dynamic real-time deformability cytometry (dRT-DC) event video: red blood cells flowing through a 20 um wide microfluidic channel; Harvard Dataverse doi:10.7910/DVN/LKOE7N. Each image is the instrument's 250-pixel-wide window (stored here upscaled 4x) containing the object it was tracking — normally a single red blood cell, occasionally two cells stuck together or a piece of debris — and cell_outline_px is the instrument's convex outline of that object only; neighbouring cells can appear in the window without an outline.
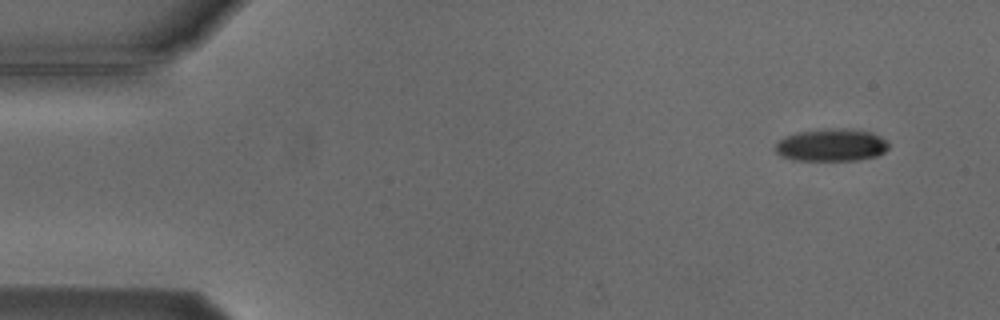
{"species": "Egyptian fruit bat (a non-hibernating species)", "species_latin": "Rousettus aegyptiacus", "temperature_condition": "cold", "stored_images_in_passage": 5, "camera_frame_rate_fps": 3000, "um_per_image_px": 0.085, "animal": {"sex": "male"}, "frame": {"image": 1, "passage_image": 1, "time_ms": 0.0, "image_size_px": [1000, 320], "cell_outline_px": [[888, 148], [884, 152], [876, 156], [856, 160], [792, 160], [780, 156], [776, 152], [776, 144], [784, 136], [796, 132], [844, 128], [872, 132], [880, 136], [888, 144]], "centroid_in_image_um": [70.65, 12.34], "position_along_channel_um": 14.3, "area_um2": 21.27}}
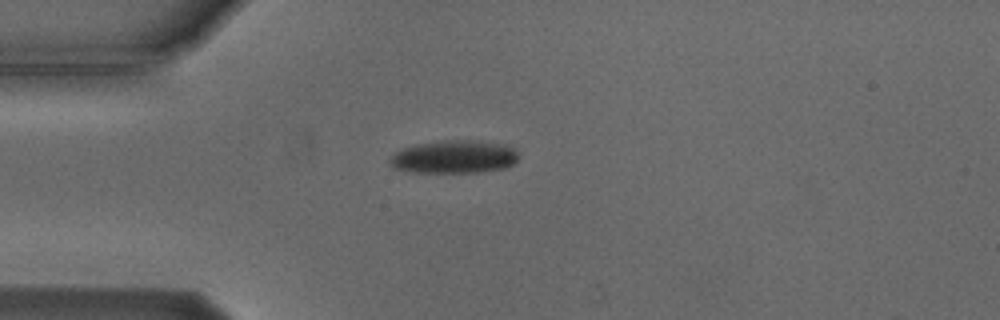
{"frame": {"image": 2, "passage_image": 4, "time_ms": 3.333, "image_size_px": [1000, 320], "cell_outline_px": [[516, 160], [512, 164], [504, 168], [480, 172], [412, 172], [392, 168], [388, 160], [396, 152], [404, 148], [416, 144], [444, 140], [468, 140], [504, 144], [512, 148], [516, 152]], "centroid_in_image_um": [38.55, 13.34], "position_along_channel_um": 46.4, "area_um2": 24.51}}